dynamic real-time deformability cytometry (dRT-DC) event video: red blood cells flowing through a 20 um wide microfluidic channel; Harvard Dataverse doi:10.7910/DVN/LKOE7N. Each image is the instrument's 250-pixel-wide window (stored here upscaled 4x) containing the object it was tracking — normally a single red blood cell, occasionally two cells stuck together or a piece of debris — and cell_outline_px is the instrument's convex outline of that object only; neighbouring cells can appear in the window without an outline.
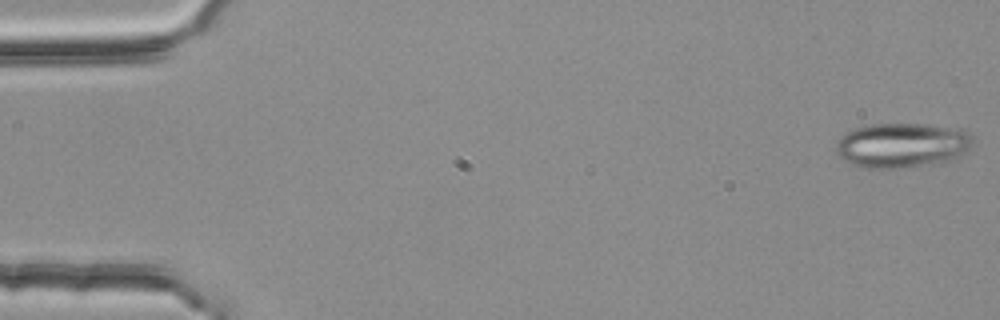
{"species": "common noctule bat (a hibernating species)", "species_latin": "Nyctalus noctula", "temperature_condition": "room temperature", "stored_images_in_passage": 20, "camera_frame_rate_fps": 3000, "um_per_image_px": 0.085, "animal": {"sex": "female", "body_mass_g": 25.1}, "frame": {"image": 1, "passage_image": 1, "time_ms": 0.0, "image_size_px": [1000, 320], "cell_outline_px": [[972, 144], [964, 152], [956, 156], [944, 160], [920, 164], [892, 168], [864, 168], [852, 164], [844, 160], [836, 152], [836, 140], [844, 132], [868, 124], [928, 124], [960, 128], [968, 132], [972, 136]], "centroid_in_image_um": [76.6, 12.3], "position_along_channel_um": 8.4, "area_um2": 35.26}}